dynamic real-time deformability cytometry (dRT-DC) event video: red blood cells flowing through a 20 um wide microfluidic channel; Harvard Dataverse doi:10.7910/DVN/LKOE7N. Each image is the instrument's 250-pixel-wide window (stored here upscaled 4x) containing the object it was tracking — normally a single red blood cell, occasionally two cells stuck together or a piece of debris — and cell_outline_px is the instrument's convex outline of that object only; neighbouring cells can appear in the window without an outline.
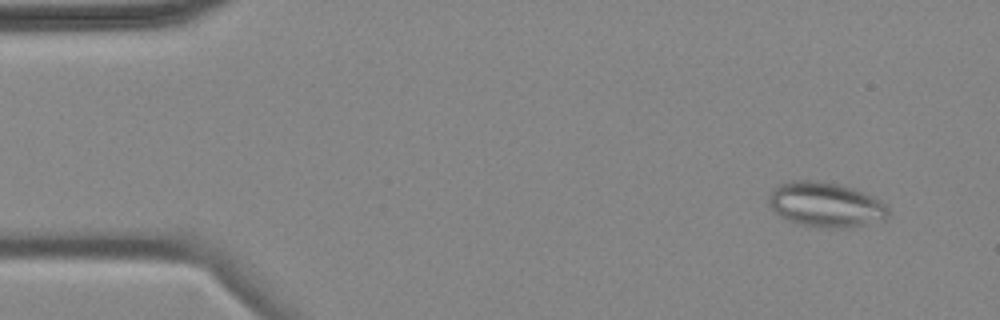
{"species": "common noctule bat (a hibernating species)", "species_latin": "Nyctalus noctula", "temperature_condition": "cold", "stored_images_in_passage": 4, "camera_frame_rate_fps": 3000, "um_per_image_px": 0.085, "animal": {"sex": "female", "body_mass_g": 18.4}, "frame": {"image": 1, "passage_image": 2, "time_ms": 1.0, "image_size_px": [1000, 320], "cell_outline_px": [[888, 216], [884, 220], [844, 228], [820, 228], [800, 224], [788, 220], [780, 216], [768, 204], [768, 200], [776, 184], [792, 180], [820, 180], [852, 188], [880, 200], [888, 208]], "centroid_in_image_um": [70.15, 17.39], "position_along_channel_um": 14.9, "area_um2": 31.15}}